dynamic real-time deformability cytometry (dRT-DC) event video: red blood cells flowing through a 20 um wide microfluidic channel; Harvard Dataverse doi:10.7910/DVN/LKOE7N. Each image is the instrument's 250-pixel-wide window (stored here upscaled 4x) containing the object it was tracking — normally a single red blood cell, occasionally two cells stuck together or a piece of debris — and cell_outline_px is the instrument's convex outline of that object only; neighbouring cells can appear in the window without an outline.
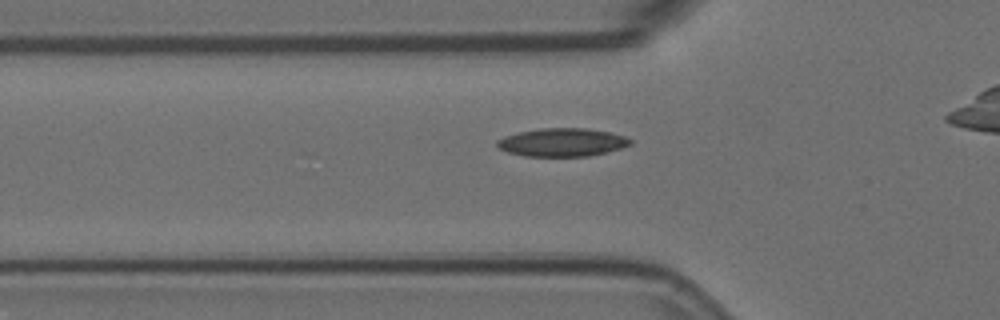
{"species": "Egyptian fruit bat (a non-hibernating species)", "species_latin": "Rousettus aegyptiacus", "temperature_condition": "room temperature", "stored_images_in_passage": 24, "camera_frame_rate_fps": 3000, "um_per_image_px": 0.085, "animal": {"sex": "female"}, "frame": {"image": 1, "passage_image": 6, "time_ms": 1.667, "image_size_px": [1000, 320], "cell_outline_px": [[632, 144], [620, 148], [588, 156], [524, 156], [508, 152], [500, 148], [496, 144], [496, 140], [504, 136], [520, 132], [540, 128], [584, 128], [608, 132], [624, 136], [632, 140]], "centroid_in_image_um": [47.76, 12.09], "position_along_channel_um": 78.0, "area_um2": 21.68}}
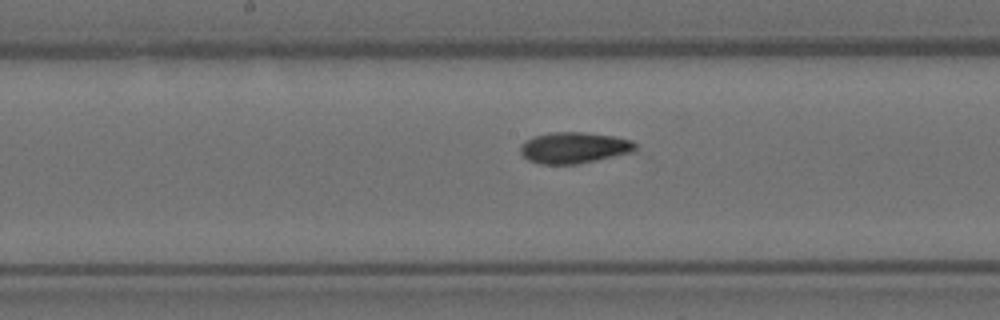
{"frame": {"image": 2, "passage_image": 16, "time_ms": 5.0, "image_size_px": [1000, 320], "cell_outline_px": [[636, 148], [632, 152], [596, 160], [576, 164], [540, 164], [528, 160], [520, 152], [520, 144], [524, 140], [536, 136], [552, 132], [580, 132], [612, 136], [632, 140], [636, 144]], "centroid_in_image_um": [48.76, 12.56], "position_along_channel_um": 199.4, "area_um2": 20.75}}
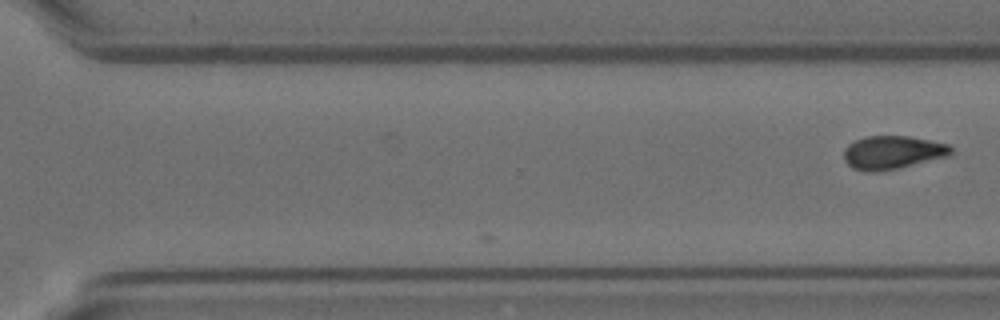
{"frame": {"image": 3, "passage_image": 24, "time_ms": 7.667, "image_size_px": [1000, 320], "cell_outline_px": [[952, 152], [948, 156], [900, 168], [876, 172], [864, 172], [852, 168], [844, 160], [844, 148], [848, 144], [864, 136], [908, 136], [948, 144], [952, 148]], "centroid_in_image_um": [75.83, 12.97], "position_along_channel_um": 294.8, "area_um2": 20.92}}